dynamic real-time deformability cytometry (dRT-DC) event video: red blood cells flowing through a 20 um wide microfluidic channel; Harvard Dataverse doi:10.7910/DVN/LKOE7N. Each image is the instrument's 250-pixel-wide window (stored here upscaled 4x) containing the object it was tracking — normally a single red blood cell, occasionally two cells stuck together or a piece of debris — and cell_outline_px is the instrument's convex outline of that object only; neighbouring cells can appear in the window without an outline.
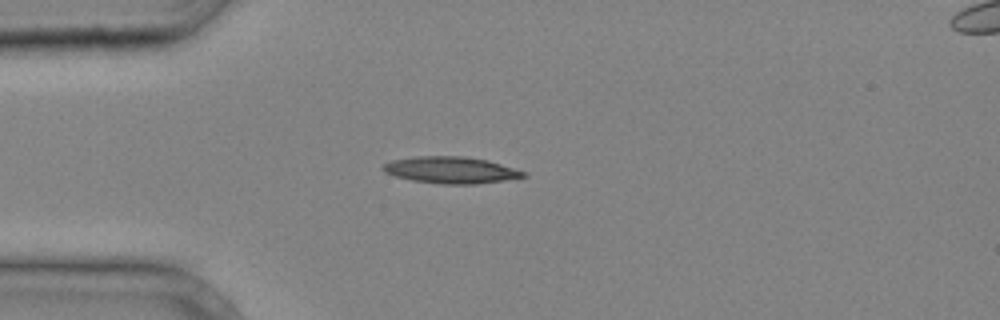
{"species": "common noctule bat (a hibernating species)", "species_latin": "Nyctalus noctula", "temperature_condition": "cold", "stored_images_in_passage": 34, "camera_frame_rate_fps": 3000, "um_per_image_px": 0.085, "animal": {"sex": "male", "body_mass_g": 20.4}, "frame": {"image": 1, "passage_image": 6, "time_ms": 1.667, "image_size_px": [1000, 320], "cell_outline_px": [[528, 176], [504, 180], [476, 184], [440, 184], [412, 180], [396, 176], [384, 172], [380, 168], [384, 164], [392, 160], [416, 156], [464, 156], [488, 160], [528, 172]], "centroid_in_image_um": [38.35, 14.45], "position_along_channel_um": 46.7, "area_um2": 21.91}}
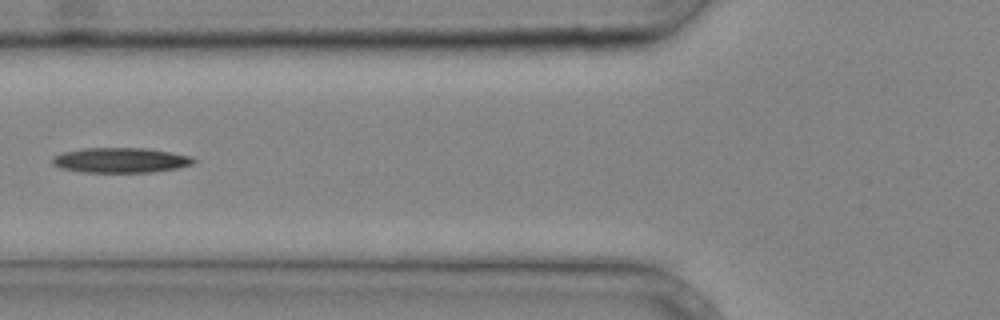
{"frame": {"image": 2, "passage_image": 11, "time_ms": 3.333, "image_size_px": [1000, 320], "cell_outline_px": [[196, 160], [192, 164], [176, 168], [152, 172], [80, 172], [60, 168], [52, 164], [52, 156], [60, 152], [84, 148], [144, 148], [172, 152], [192, 156]], "centroid_in_image_um": [10.21, 13.61], "position_along_channel_um": 115.6, "area_um2": 20.75}}
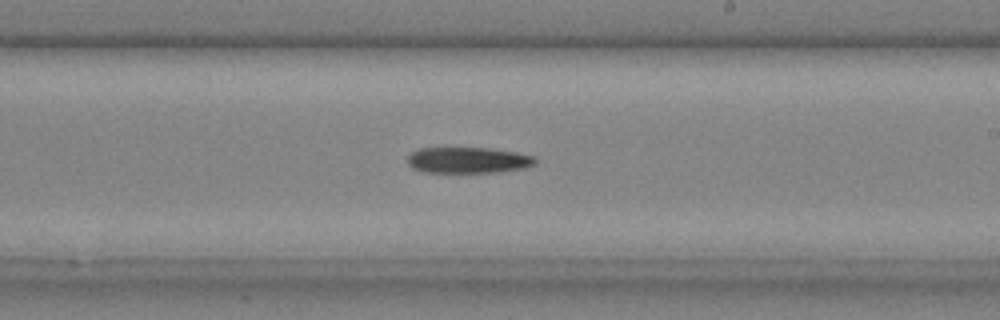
{"frame": {"image": 3, "passage_image": 19, "time_ms": 6.0, "image_size_px": [1000, 320], "cell_outline_px": [[536, 164], [524, 168], [496, 172], [424, 172], [412, 168], [408, 164], [408, 156], [412, 152], [420, 148], [488, 148], [516, 152], [536, 156]], "centroid_in_image_um": [39.81, 13.61], "position_along_channel_um": 249.2, "area_um2": 19.36}}